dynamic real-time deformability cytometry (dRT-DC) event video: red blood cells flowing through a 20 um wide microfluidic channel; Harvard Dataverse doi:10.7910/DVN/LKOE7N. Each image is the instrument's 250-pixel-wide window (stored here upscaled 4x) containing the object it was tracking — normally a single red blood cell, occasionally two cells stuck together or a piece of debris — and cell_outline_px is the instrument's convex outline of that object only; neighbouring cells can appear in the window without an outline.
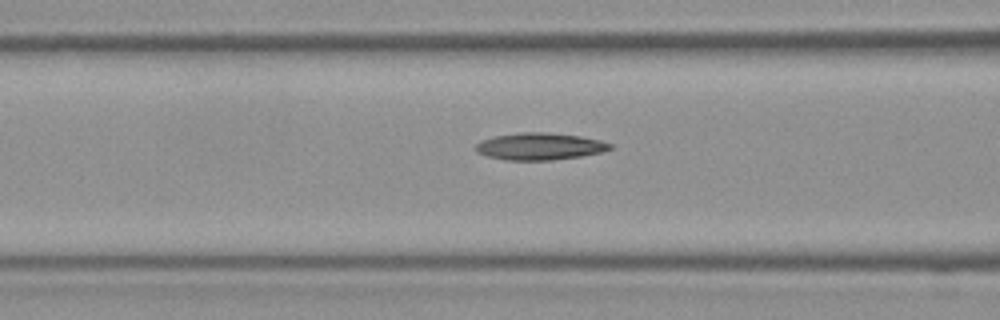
{"species": "Egyptian fruit bat (a non-hibernating species)", "species_latin": "Rousettus aegyptiacus", "temperature_condition": "room temperature", "stored_images_in_passage": 7, "camera_frame_rate_fps": 3000, "um_per_image_px": 0.085, "frame": {"image": 1, "passage_image": 6, "time_ms": 1.667, "image_size_px": [1000, 320], "cell_outline_px": [[612, 148], [600, 152], [580, 156], [552, 160], [504, 160], [488, 156], [476, 152], [476, 144], [484, 140], [496, 136], [520, 132], [548, 132], [580, 136], [600, 140], [612, 144]], "centroid_in_image_um": [45.88, 12.44], "position_along_channel_um": 120.7, "area_um2": 20.98}}